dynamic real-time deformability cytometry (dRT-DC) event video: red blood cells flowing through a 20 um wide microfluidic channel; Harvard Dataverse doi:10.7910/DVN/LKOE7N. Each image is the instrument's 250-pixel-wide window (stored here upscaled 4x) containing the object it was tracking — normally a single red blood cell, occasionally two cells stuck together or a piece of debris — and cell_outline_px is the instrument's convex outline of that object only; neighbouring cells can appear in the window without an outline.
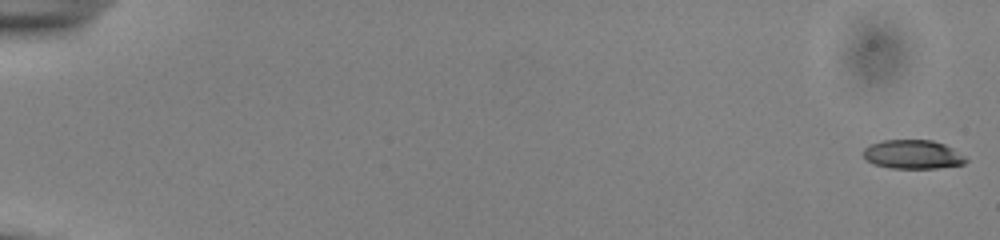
{"species": "common noctule bat (a hibernating species)", "species_latin": "Nyctalus noctula", "temperature_condition": "cold", "stored_images_in_passage": 54, "camera_frame_rate_fps": 3000, "um_per_image_px": 0.085, "animal": {"sex": "male", "body_mass_g": 13.0, "forearm_length_mm": 53.1}, "frame": {"image": 1, "passage_image": 1, "time_ms": 0.0, "image_size_px": [1000, 240], "cell_outline_px": [[968, 160], [964, 164], [936, 168], [892, 168], [872, 164], [864, 156], [864, 148], [872, 144], [884, 140], [932, 140], [944, 144], [952, 148], [964, 156]], "centroid_in_image_um": [77.6, 13.13], "position_along_channel_um": 7.4, "area_um2": 17.11}}
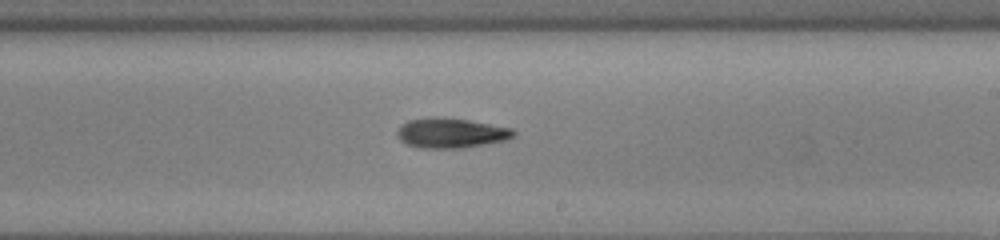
{"frame": {"image": 2, "passage_image": 34, "time_ms": 11.0, "image_size_px": [1000, 240], "cell_outline_px": [[516, 136], [508, 140], [460, 148], [420, 148], [408, 144], [400, 140], [396, 136], [396, 132], [408, 120], [436, 116], [468, 120], [512, 128], [516, 132]], "centroid_in_image_um": [38.36, 11.3], "position_along_channel_um": 250.6, "area_um2": 20.29}}
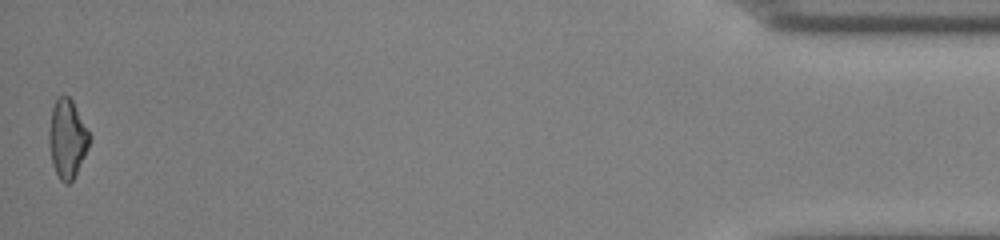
{"frame": {"image": 3, "passage_image": 54, "time_ms": 17.667, "image_size_px": [1000, 240], "cell_outline_px": [[92, 136], [88, 148], [72, 180], [68, 184], [64, 184], [60, 180], [52, 164], [48, 140], [48, 132], [52, 108], [56, 100], [60, 96], [68, 96], [72, 100]], "centroid_in_image_um": [5.71, 11.79], "position_along_channel_um": 429.5, "area_um2": 18.5}, "authors_computed_cell_mechanics": {"area_um2": 19.0451, "velocity_mm_per_s": 3.9234, "shape_relaxation_time_tau1_ms": 4.1482, "shape_relaxation_time_tau2_ms": null, "deformation_change_tau1": 0.1414, "deformation_change_tau2": null}}